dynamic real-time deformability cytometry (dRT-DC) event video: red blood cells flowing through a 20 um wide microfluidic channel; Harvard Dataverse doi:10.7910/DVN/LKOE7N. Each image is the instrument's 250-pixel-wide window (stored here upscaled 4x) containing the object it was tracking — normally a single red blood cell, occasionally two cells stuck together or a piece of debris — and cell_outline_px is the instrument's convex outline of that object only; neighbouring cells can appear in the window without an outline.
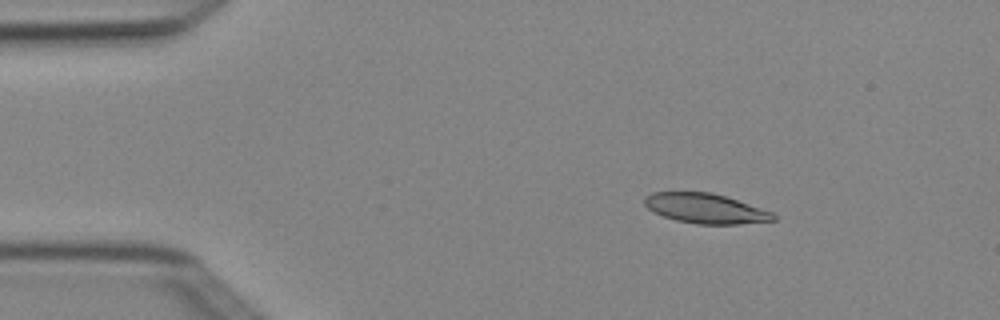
{"species": "Egyptian fruit bat (a non-hibernating species)", "species_latin": "Rousettus aegyptiacus", "temperature_condition": "cold", "stored_images_in_passage": 5, "camera_frame_rate_fps": 3000, "um_per_image_px": 0.085, "animal": {"sex": "female"}, "frame": {"image": 1, "passage_image": 3, "time_ms": 0.667, "image_size_px": [1000, 320], "cell_outline_px": [[776, 220], [740, 224], [696, 224], [676, 220], [664, 216], [648, 208], [644, 204], [644, 196], [652, 192], [712, 192], [772, 212], [776, 216]], "centroid_in_image_um": [59.95, 17.72], "position_along_channel_um": 25.1, "area_um2": 22.2}}
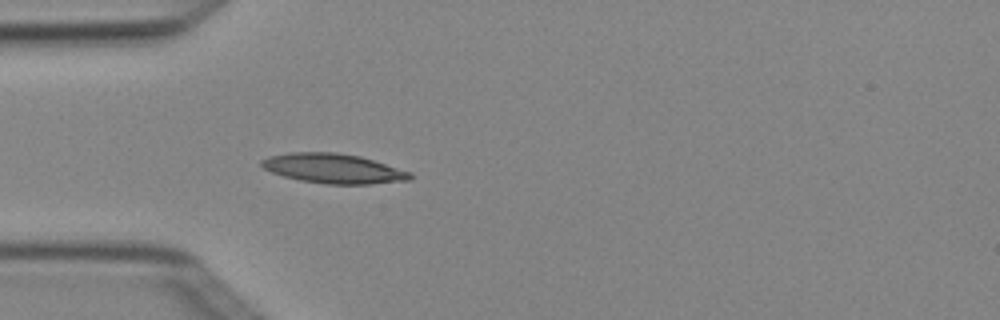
{"frame": {"image": 2, "passage_image": 5, "time_ms": 1.333, "image_size_px": [1000, 320], "cell_outline_px": [[412, 180], [368, 184], [328, 184], [300, 180], [284, 176], [272, 172], [264, 168], [260, 164], [260, 160], [268, 156], [288, 152], [336, 152], [360, 156], [412, 172]], "centroid_in_image_um": [28.34, 14.31], "position_along_channel_um": 56.7, "area_um2": 25.72}}